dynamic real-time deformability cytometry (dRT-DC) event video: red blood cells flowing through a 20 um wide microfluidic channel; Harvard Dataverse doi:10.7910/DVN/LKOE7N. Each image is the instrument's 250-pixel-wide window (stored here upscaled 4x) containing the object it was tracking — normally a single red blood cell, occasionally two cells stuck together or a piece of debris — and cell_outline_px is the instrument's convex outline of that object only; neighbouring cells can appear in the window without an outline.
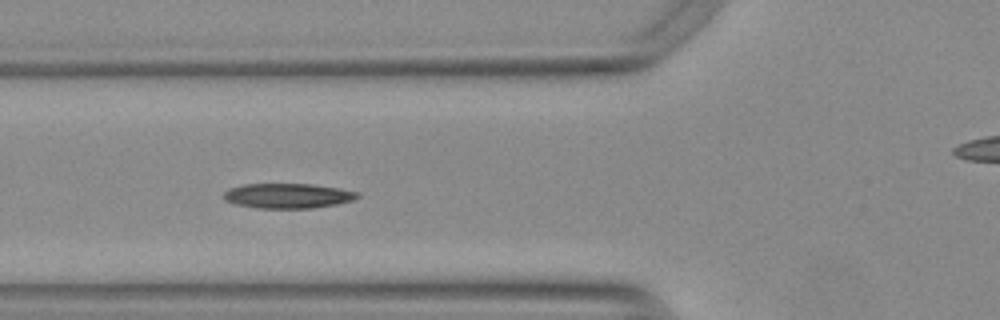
{"species": "Egyptian fruit bat (a non-hibernating species)", "species_latin": "Rousettus aegyptiacus", "temperature_condition": "warm", "stored_images_in_passage": 23, "camera_frame_rate_fps": 3000, "um_per_image_px": 0.085, "animal": {"sex": "female"}, "frame": {"image": 1, "passage_image": 7, "time_ms": 2.0, "image_size_px": [1000, 320], "cell_outline_px": [[360, 196], [352, 200], [336, 204], [312, 208], [260, 208], [236, 204], [224, 200], [224, 192], [228, 188], [240, 184], [312, 184], [340, 188], [360, 192]], "centroid_in_image_um": [24.46, 16.63], "position_along_channel_um": 101.3, "area_um2": 19.48}}
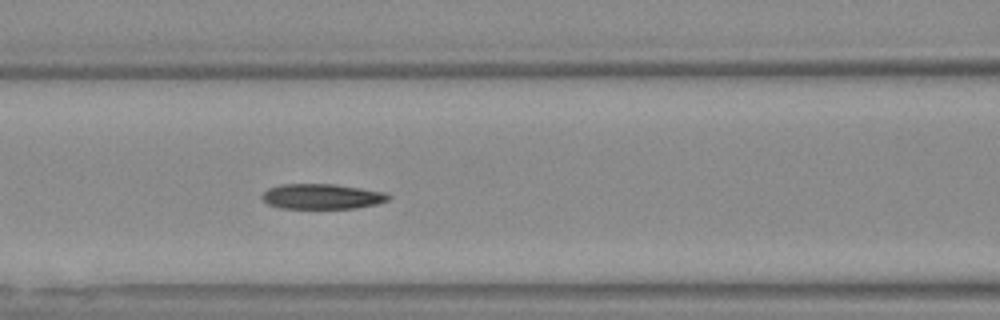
{"frame": {"image": 2, "passage_image": 10, "time_ms": 3.0, "image_size_px": [1000, 320], "cell_outline_px": [[392, 196], [388, 200], [376, 204], [356, 208], [280, 208], [268, 204], [260, 196], [268, 188], [280, 184], [332, 184], [360, 188], [384, 192]], "centroid_in_image_um": [27.35, 16.7], "position_along_channel_um": 139.3, "area_um2": 18.5}}
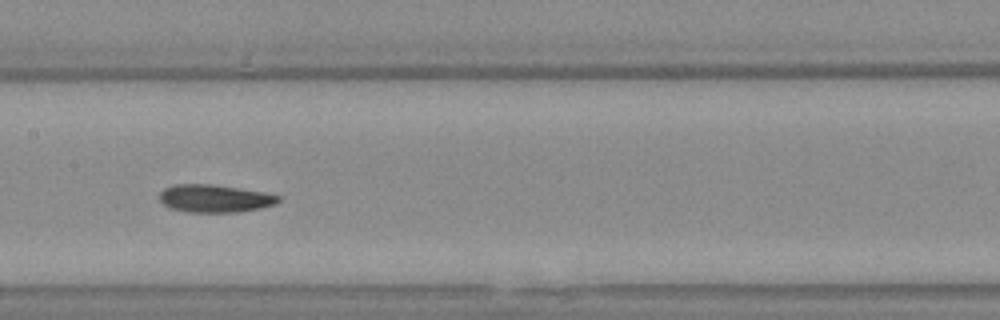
{"frame": {"image": 3, "passage_image": 14, "time_ms": 4.333, "image_size_px": [1000, 320], "cell_outline_px": [[280, 200], [276, 204], [260, 208], [236, 212], [184, 212], [168, 208], [160, 200], [160, 192], [164, 188], [176, 184], [212, 184], [264, 192], [280, 196]], "centroid_in_image_um": [18.23, 16.87], "position_along_channel_um": 189.2, "area_um2": 19.25}}